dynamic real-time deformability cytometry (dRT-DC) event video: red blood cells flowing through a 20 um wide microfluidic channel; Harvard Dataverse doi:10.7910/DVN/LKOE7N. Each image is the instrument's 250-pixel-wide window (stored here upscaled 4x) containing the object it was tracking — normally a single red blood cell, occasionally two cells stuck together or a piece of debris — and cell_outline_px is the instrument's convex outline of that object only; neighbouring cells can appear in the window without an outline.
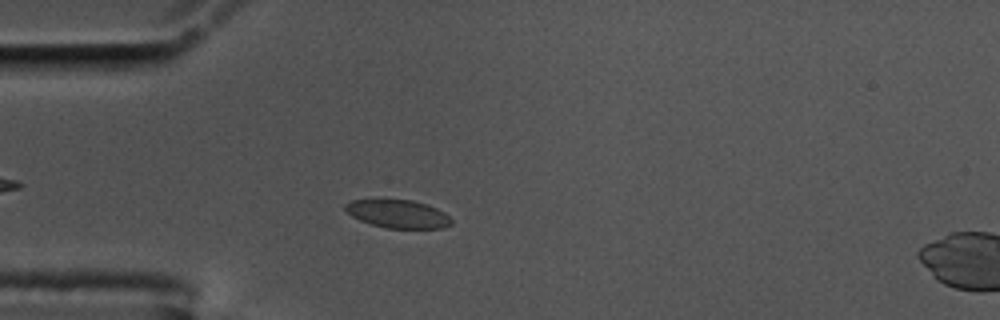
{"species": "common noctule bat (a hibernating species)", "species_latin": "Nyctalus noctula", "temperature_condition": "cold", "stored_images_in_passage": 52, "camera_frame_rate_fps": 3000, "um_per_image_px": 0.085, "animal": {"sex": "male", "body_mass_g": 17.5, "forearm_length_mm": 52.3}, "frame": {"image": 1, "passage_image": 11, "time_ms": 3.333, "image_size_px": [1000, 320], "cell_outline_px": [[452, 224], [444, 228], [388, 228], [372, 224], [360, 220], [352, 216], [344, 208], [344, 204], [352, 200], [412, 200], [436, 208], [444, 212], [452, 220]], "centroid_in_image_um": [33.83, 18.19], "position_along_channel_um": 51.2, "area_um2": 17.17}}
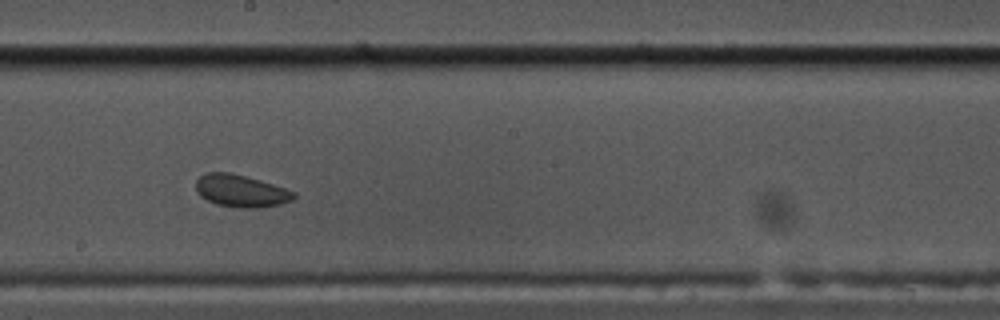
{"frame": {"image": 2, "passage_image": 27, "time_ms": 8.667, "image_size_px": [1000, 320], "cell_outline_px": [[296, 196], [292, 200], [280, 204], [260, 208], [240, 208], [216, 204], [200, 196], [196, 192], [196, 180], [204, 172], [228, 172], [260, 180], [296, 192]], "centroid_in_image_um": [20.46, 16.23], "position_along_channel_um": 227.7, "area_um2": 18.44}}
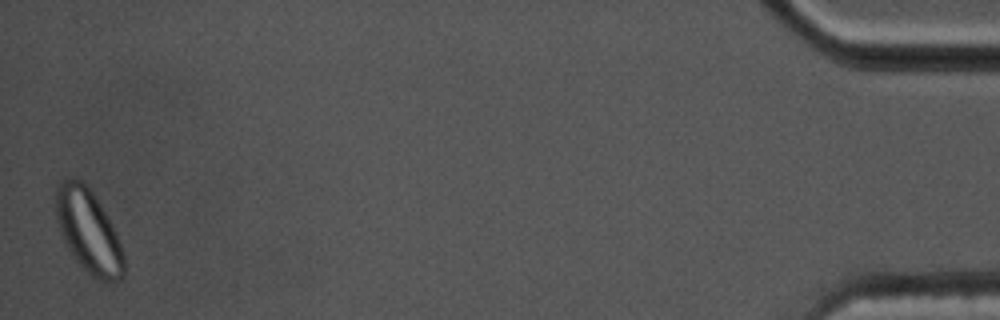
{"frame": {"image": 3, "passage_image": 52, "time_ms": 17.0, "image_size_px": [1000, 320], "cell_outline_px": [[124, 276], [120, 280], [96, 280], [72, 256], [60, 232], [56, 216], [56, 188], [60, 180], [68, 176], [80, 180], [92, 192], [100, 204], [116, 232], [120, 240], [124, 256]], "centroid_in_image_um": [7.52, 19.63], "position_along_channel_um": 427.7, "area_um2": 32.89}, "authors_computed_cell_mechanics": {"area_um2": 18.785, "velocity_mm_per_s": 3.4956, "shape_relaxation_time_tau1_ms": null, "shape_relaxation_time_tau2_ms": 1.9185, "deformation_change_tau1": null, "deformation_change_tau2": 0.0541}}